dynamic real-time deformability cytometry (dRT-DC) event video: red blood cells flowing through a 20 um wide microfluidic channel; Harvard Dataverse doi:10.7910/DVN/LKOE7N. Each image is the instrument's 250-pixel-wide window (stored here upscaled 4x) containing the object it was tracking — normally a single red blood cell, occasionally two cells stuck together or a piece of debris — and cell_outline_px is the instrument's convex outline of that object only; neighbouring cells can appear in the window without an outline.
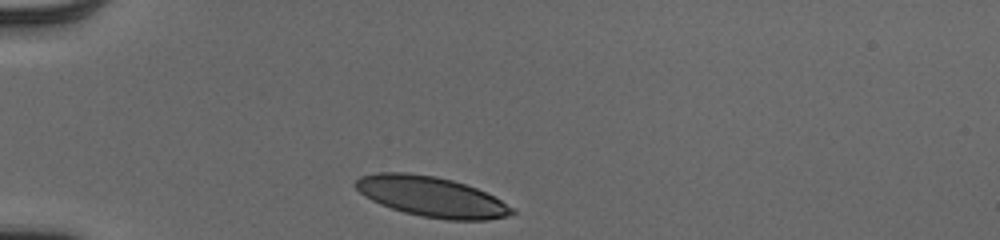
{"species": "human", "species_latin": "Homo sapiens", "temperature_condition": "cold", "stored_images_in_passage": 31, "camera_frame_rate_fps": 3000, "um_per_image_px": 0.085, "donor": {"sex": "male"}, "frame": {"image": 1, "passage_image": 1, "time_ms": 0.0, "image_size_px": [1000, 240], "cell_outline_px": [[516, 212], [508, 216], [488, 220], [448, 220], [420, 216], [404, 212], [380, 204], [364, 196], [352, 184], [360, 176], [376, 172], [404, 172], [436, 176], [452, 180], [476, 188], [500, 200], [512, 208]], "centroid_in_image_um": [36.63, 16.71], "position_along_channel_um": 48.4, "area_um2": 36.53}}
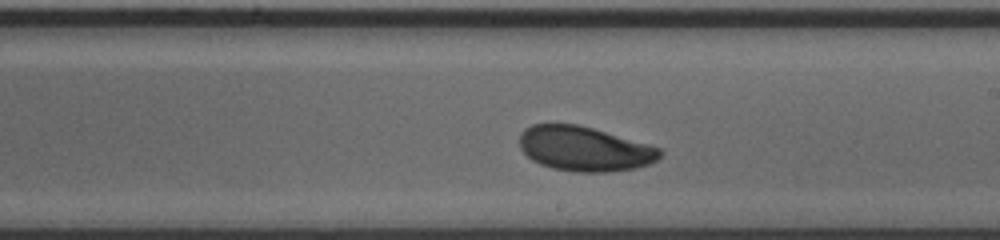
{"frame": {"image": 2, "passage_image": 18, "time_ms": 5.667, "image_size_px": [1000, 240], "cell_outline_px": [[664, 152], [652, 164], [636, 168], [608, 172], [572, 172], [552, 168], [540, 164], [532, 160], [520, 148], [520, 132], [524, 128], [532, 124], [576, 124], [592, 128], [648, 144], [660, 148]], "centroid_in_image_um": [49.68, 12.66], "position_along_channel_um": 239.3, "area_um2": 36.65}}
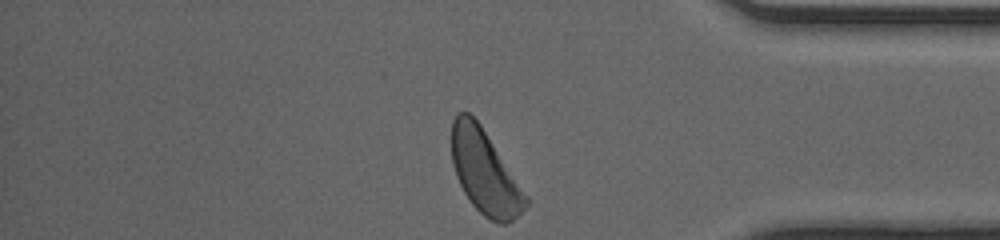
{"frame": {"image": 3, "passage_image": 31, "time_ms": 10.0, "image_size_px": [1000, 240], "cell_outline_px": [[528, 204], [508, 224], [500, 224], [484, 216], [472, 204], [464, 192], [456, 176], [452, 164], [452, 120], [456, 112], [468, 112], [480, 124], [528, 196]], "centroid_in_image_um": [41.2, 14.62], "position_along_channel_um": 394.0, "area_um2": 35.72}, "authors_computed_cell_mechanics": {"area_um2": 36.703, "velocity_mm_per_s": 3.9306, "shape_relaxation_time_tau1_ms": 3.7828, "shape_relaxation_time_tau2_ms": 3.0311, "deformation_change_tau1": 0.1591, "deformation_change_tau2": 0.0832}}